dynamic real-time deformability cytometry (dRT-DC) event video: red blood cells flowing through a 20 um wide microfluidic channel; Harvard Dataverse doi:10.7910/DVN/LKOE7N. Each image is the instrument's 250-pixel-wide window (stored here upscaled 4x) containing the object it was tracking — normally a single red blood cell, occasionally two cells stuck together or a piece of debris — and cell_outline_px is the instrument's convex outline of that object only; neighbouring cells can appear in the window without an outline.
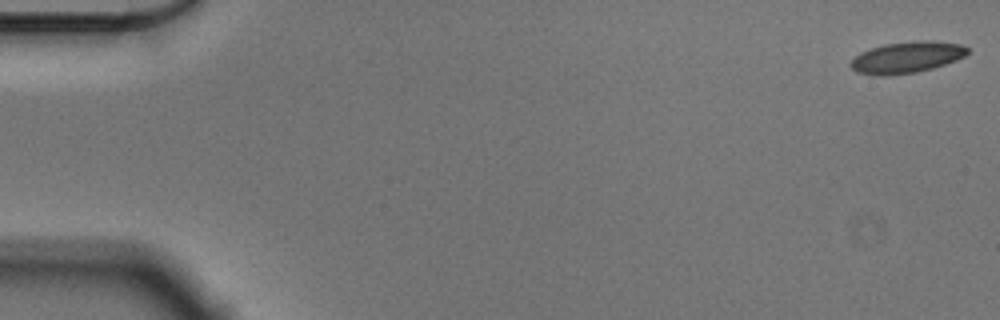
{"species": "Egyptian fruit bat (a non-hibernating species)", "species_latin": "Rousettus aegyptiacus", "temperature_condition": "cold", "stored_images_in_passage": 56, "camera_frame_rate_fps": 3000, "um_per_image_px": 0.085, "animal": {"sex": "male"}, "frame": {"image": 1, "passage_image": 1, "time_ms": 0.0, "image_size_px": [1000, 320], "cell_outline_px": [[968, 52], [964, 56], [956, 60], [932, 68], [916, 72], [884, 76], [856, 72], [852, 68], [852, 60], [860, 52], [884, 44], [912, 40], [932, 40], [960, 44], [968, 48]], "centroid_in_image_um": [77.09, 4.85], "position_along_channel_um": 7.9, "area_um2": 21.21}}
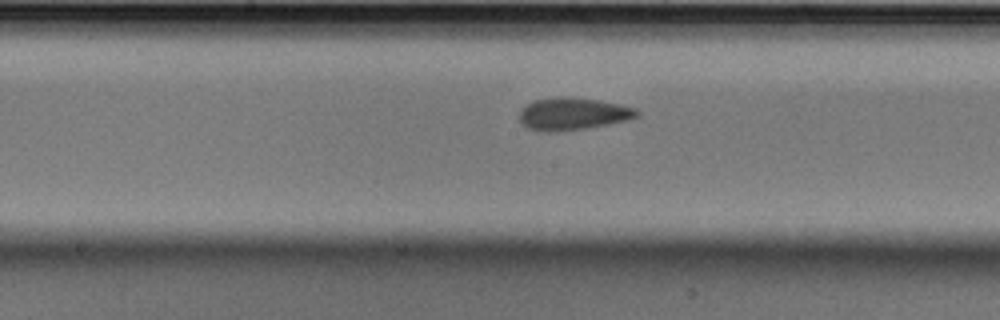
{"frame": {"image": 2, "passage_image": 29, "time_ms": 9.333, "image_size_px": [1000, 320], "cell_outline_px": [[640, 116], [608, 124], [584, 128], [552, 132], [544, 132], [528, 128], [520, 124], [520, 112], [528, 104], [536, 100], [556, 96], [572, 96], [600, 100], [620, 104], [636, 108], [640, 112]], "centroid_in_image_um": [48.7, 9.66], "position_along_channel_um": 199.5, "area_um2": 22.2}}
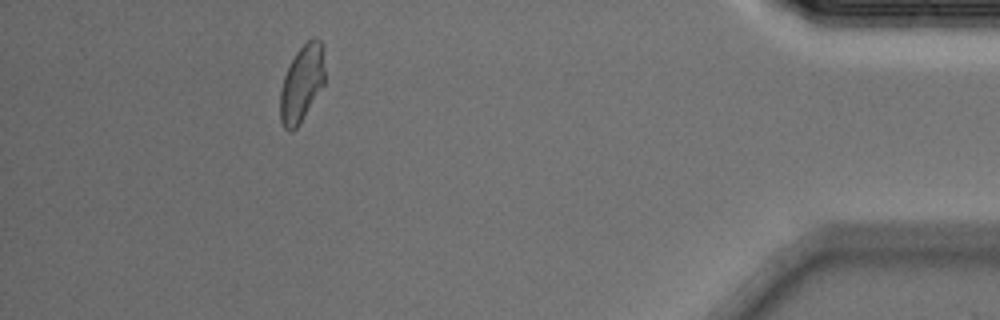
{"frame": {"image": 3, "passage_image": 51, "time_ms": 16.667, "image_size_px": [1000, 320], "cell_outline_px": [[324, 84], [296, 128], [292, 132], [288, 132], [284, 128], [280, 120], [280, 88], [284, 76], [296, 52], [312, 36], [316, 36], [320, 40], [324, 72]], "centroid_in_image_um": [25.62, 7.11], "position_along_channel_um": 409.6, "area_um2": 19.59}, "authors_computed_cell_mechanics": {"area_um2": 21.1837, "velocity_mm_per_s": 3.5732, "shape_relaxation_time_tau1_ms": 6.1429, "shape_relaxation_time_tau2_ms": 1.9541, "deformation_change_tau1": 0.1275, "deformation_change_tau2": 0.076}}